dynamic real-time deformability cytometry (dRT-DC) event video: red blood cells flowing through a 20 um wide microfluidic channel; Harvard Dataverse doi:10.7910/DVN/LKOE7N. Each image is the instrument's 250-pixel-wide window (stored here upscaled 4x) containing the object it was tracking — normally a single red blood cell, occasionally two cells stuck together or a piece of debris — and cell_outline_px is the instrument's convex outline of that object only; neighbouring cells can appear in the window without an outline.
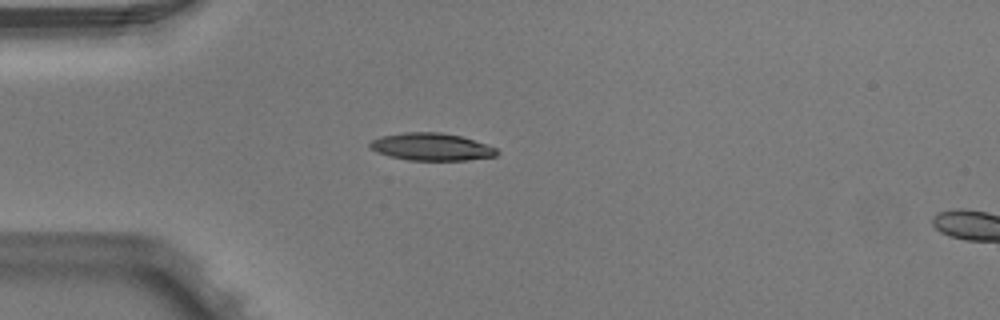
{"species": "Egyptian fruit bat (a non-hibernating species)", "species_latin": "Rousettus aegyptiacus", "temperature_condition": "warm", "stored_images_in_passage": 6, "segment_of_instrument_passage": [1, 2], "camera_frame_rate_fps": 3000, "um_per_image_px": 0.085, "animal": {"sex": "male"}, "frame": {"image": 1, "passage_image": 5, "time_ms": 1.333, "image_size_px": [1000, 320], "cell_outline_px": [[500, 152], [496, 156], [464, 160], [408, 160], [388, 156], [376, 152], [368, 148], [368, 144], [372, 140], [380, 136], [404, 132], [440, 132], [460, 136], [496, 148]], "centroid_in_image_um": [36.6, 12.48], "position_along_channel_um": 48.4, "area_um2": 20.29}}